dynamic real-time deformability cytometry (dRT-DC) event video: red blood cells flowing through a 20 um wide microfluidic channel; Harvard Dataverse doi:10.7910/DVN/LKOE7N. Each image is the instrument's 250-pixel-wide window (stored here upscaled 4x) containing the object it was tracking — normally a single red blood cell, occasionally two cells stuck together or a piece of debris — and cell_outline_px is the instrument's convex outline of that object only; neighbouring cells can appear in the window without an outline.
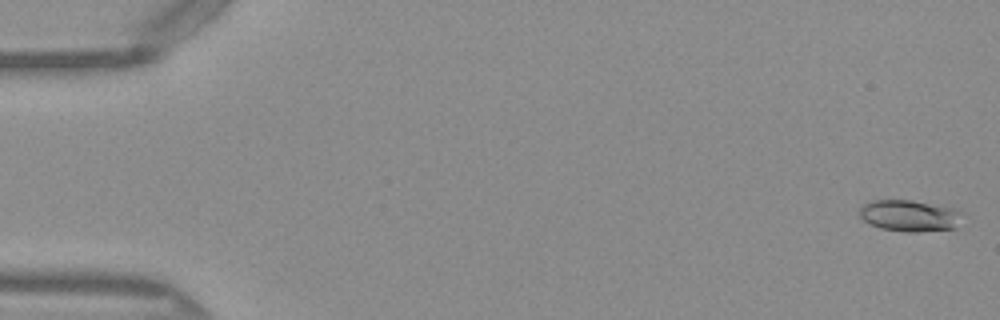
{"species": "Egyptian fruit bat (a non-hibernating species)", "species_latin": "Rousettus aegyptiacus", "temperature_condition": "warm", "stored_images_in_passage": 50, "camera_frame_rate_fps": 3000, "um_per_image_px": 0.085, "frame": {"image": 1, "passage_image": 1, "time_ms": 0.0, "image_size_px": [1000, 320], "cell_outline_px": [[964, 212], [956, 228], [916, 232], [908, 232], [880, 228], [868, 224], [860, 216], [860, 208], [864, 204], [872, 200], [912, 200], [956, 208]], "centroid_in_image_um": [77.34, 18.33], "position_along_channel_um": 7.7, "area_um2": 19.02}}
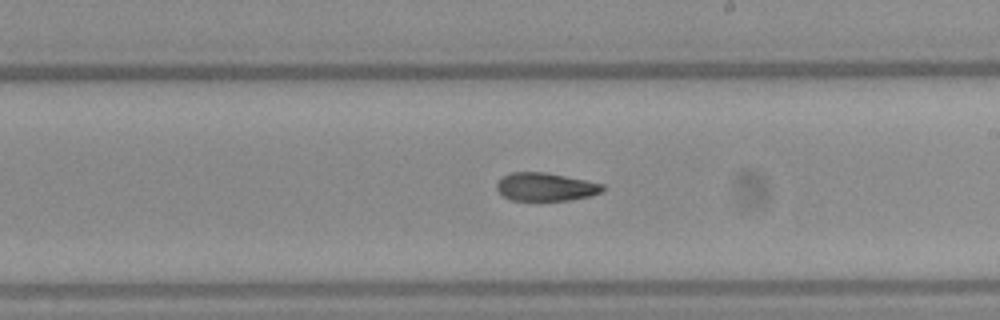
{"frame": {"image": 2, "passage_image": 29, "time_ms": 9.333, "image_size_px": [1000, 320], "cell_outline_px": [[604, 188], [600, 192], [592, 196], [568, 200], [512, 200], [504, 196], [496, 188], [496, 184], [504, 176], [512, 172], [544, 172], [604, 184]], "centroid_in_image_um": [46.38, 15.89], "position_along_channel_um": 242.6, "area_um2": 17.11}}
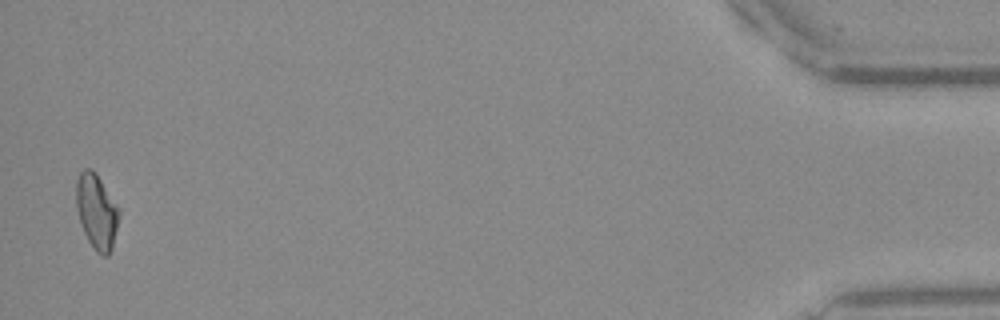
{"frame": {"image": 3, "passage_image": 49, "time_ms": 16.0, "image_size_px": [1000, 320], "cell_outline_px": [[120, 216], [112, 248], [108, 256], [100, 256], [96, 252], [88, 240], [84, 232], [76, 208], [76, 180], [80, 172], [84, 168], [92, 168], [96, 172], [120, 208]], "centroid_in_image_um": [8.23, 17.96], "position_along_channel_um": 427.0, "area_um2": 19.02}, "authors_computed_cell_mechanics": {"area_um2": 18.0047, "velocity_mm_per_s": 4.0941, "shape_relaxation_time_tau1_ms": 7.7205, "shape_relaxation_time_tau2_ms": 6.3162, "deformation_change_tau1": 0.2061, "deformation_change_tau2": 0.1609}}